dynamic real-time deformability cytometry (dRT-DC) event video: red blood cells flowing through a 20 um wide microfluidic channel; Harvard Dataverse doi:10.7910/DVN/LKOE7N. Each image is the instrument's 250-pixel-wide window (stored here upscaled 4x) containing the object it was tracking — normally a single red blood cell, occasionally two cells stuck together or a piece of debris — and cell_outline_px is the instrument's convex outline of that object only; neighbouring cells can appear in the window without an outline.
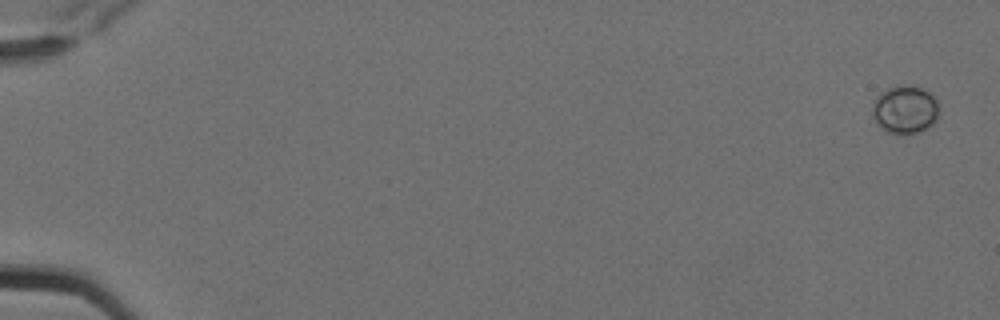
{"species": "Egyptian fruit bat (a non-hibernating species)", "species_latin": "Rousettus aegyptiacus", "temperature_condition": "cold", "stored_images_in_passage": 2, "camera_frame_rate_fps": 3000, "um_per_image_px": 0.085, "animal": {"sex": "female"}, "frame": {"image": 1, "passage_image": 1, "time_ms": 0.0, "image_size_px": [1000, 320], "cell_outline_px": [[940, 112], [936, 120], [932, 124], [920, 132], [888, 132], [872, 116], [872, 104], [876, 96], [888, 88], [920, 88], [928, 92], [940, 104]], "centroid_in_image_um": [76.96, 9.33], "position_along_channel_um": 8.0, "area_um2": 17.92}}